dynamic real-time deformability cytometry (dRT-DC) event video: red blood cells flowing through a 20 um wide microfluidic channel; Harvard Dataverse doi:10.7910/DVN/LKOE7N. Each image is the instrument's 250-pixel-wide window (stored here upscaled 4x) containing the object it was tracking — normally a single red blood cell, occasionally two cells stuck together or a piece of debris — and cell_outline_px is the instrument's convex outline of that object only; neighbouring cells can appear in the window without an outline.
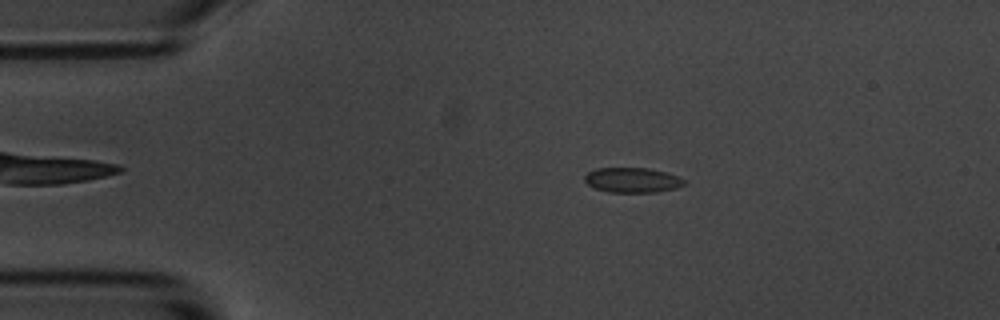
{"species": "common noctule bat (a hibernating species)", "species_latin": "Nyctalus noctula", "temperature_condition": "room temperature", "stored_images_in_passage": 8, "camera_frame_rate_fps": 3000, "um_per_image_px": 0.085, "animal": {"sex": "male", "body_mass_g": 20.1, "forearm_length_mm": 53.5}, "frame": {"image": 1, "passage_image": 2, "time_ms": 1.333, "image_size_px": [1000, 320], "cell_outline_px": [[688, 180], [684, 184], [676, 188], [656, 192], [608, 192], [596, 188], [588, 184], [584, 180], [584, 176], [588, 172], [596, 168], [648, 168], [668, 172]], "centroid_in_image_um": [53.78, 15.3], "position_along_channel_um": 31.2, "area_um2": 14.57}}
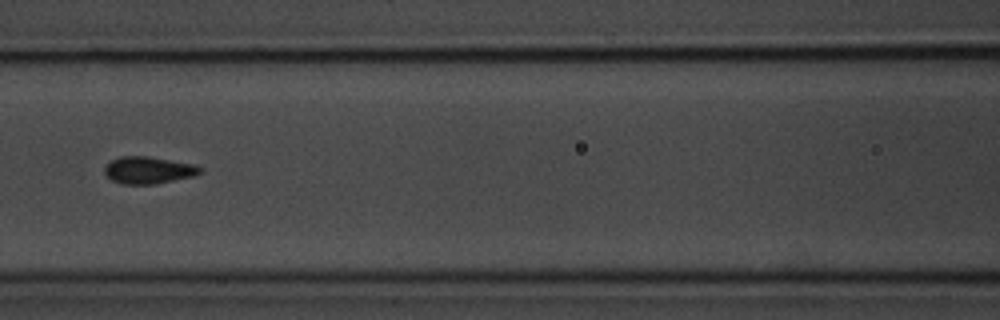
{"frame": {"image": 2, "passage_image": 6, "time_ms": 6.0, "image_size_px": [1000, 320], "cell_outline_px": [[204, 172], [196, 176], [156, 184], [120, 184], [112, 180], [104, 172], [104, 168], [112, 160], [120, 156], [148, 156], [192, 164], [204, 168]], "centroid_in_image_um": [12.67, 14.47], "position_along_channel_um": 153.9, "area_um2": 15.2}}
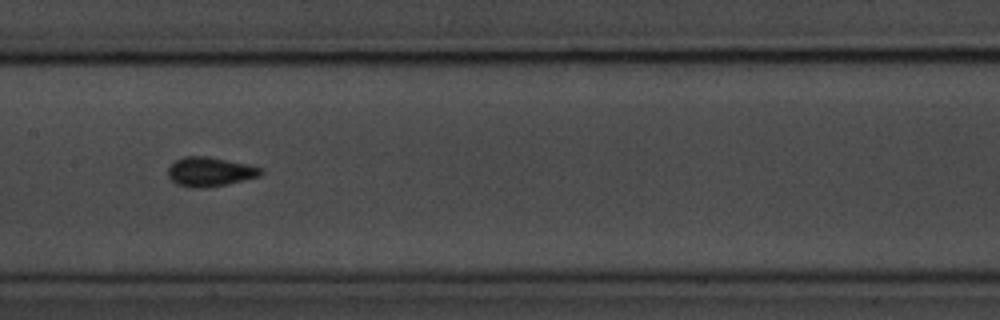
{"frame": {"image": 3, "passage_image": 7, "time_ms": 7.0, "image_size_px": [1000, 320], "cell_outline_px": [[264, 172], [260, 176], [228, 184], [204, 188], [196, 188], [176, 184], [168, 176], [168, 168], [176, 160], [184, 156], [208, 156], [248, 164], [264, 168]], "centroid_in_image_um": [17.88, 14.59], "position_along_channel_um": 189.5, "area_um2": 15.95}}